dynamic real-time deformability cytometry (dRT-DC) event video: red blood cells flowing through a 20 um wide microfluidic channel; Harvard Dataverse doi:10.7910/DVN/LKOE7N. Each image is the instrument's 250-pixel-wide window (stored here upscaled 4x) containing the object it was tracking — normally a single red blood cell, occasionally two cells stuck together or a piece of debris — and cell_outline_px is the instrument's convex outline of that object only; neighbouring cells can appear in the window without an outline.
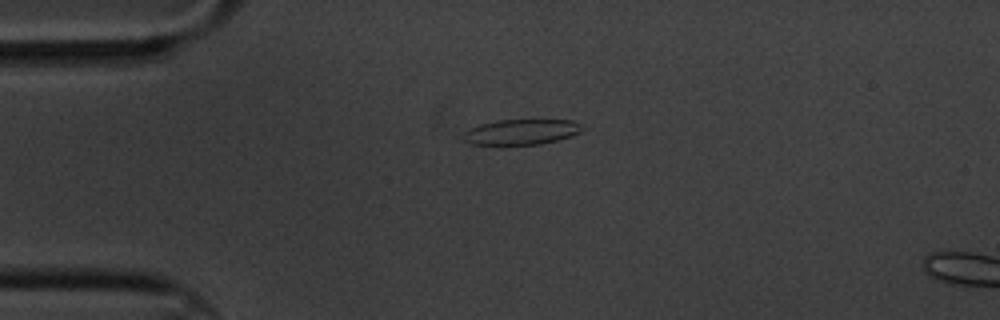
{"species": "common noctule bat (a hibernating species)", "species_latin": "Nyctalus noctula", "temperature_condition": "cold", "stored_images_in_passage": 3, "camera_frame_rate_fps": 3000, "um_per_image_px": 0.085, "animal": {"sex": "male", "body_mass_g": 20.1, "forearm_length_mm": 53.5}, "frame": {"image": 1, "passage_image": 2, "time_ms": 0.333, "image_size_px": [1000, 320], "cell_outline_px": [[584, 128], [580, 132], [572, 136], [540, 144], [472, 144], [460, 140], [464, 132], [480, 124], [496, 120], [572, 120], [580, 124]], "centroid_in_image_um": [44.3, 11.21], "position_along_channel_um": 40.7, "area_um2": 17.51}}